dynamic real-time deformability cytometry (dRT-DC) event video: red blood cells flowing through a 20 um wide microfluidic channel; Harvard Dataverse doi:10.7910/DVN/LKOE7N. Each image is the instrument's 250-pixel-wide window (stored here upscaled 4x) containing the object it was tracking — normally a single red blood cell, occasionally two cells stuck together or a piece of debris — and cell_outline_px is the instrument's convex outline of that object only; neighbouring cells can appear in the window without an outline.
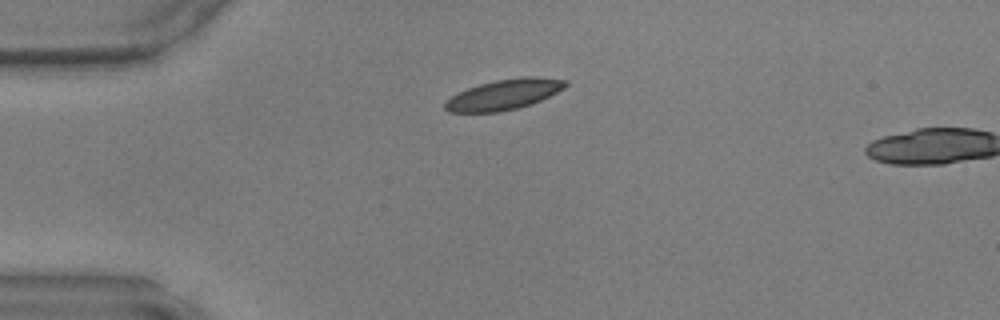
{"species": "common noctule bat (a hibernating species)", "species_latin": "Nyctalus noctula", "temperature_condition": "warm", "stored_images_in_passage": 2, "camera_frame_rate_fps": 3000, "um_per_image_px": 0.085, "animal": {"sex": "male", "body_mass_g": 17.9, "forearm_length_mm": 54.2}, "frame": {"image": 1, "passage_image": 1, "time_ms": 0.0, "image_size_px": [1000, 320], "cell_outline_px": [[568, 84], [564, 88], [532, 104], [500, 112], [448, 112], [444, 108], [444, 104], [452, 96], [468, 88], [480, 84], [496, 80], [524, 76], [536, 76], [568, 80]], "centroid_in_image_um": [42.86, 8.03], "position_along_channel_um": 42.1, "area_um2": 21.15}}